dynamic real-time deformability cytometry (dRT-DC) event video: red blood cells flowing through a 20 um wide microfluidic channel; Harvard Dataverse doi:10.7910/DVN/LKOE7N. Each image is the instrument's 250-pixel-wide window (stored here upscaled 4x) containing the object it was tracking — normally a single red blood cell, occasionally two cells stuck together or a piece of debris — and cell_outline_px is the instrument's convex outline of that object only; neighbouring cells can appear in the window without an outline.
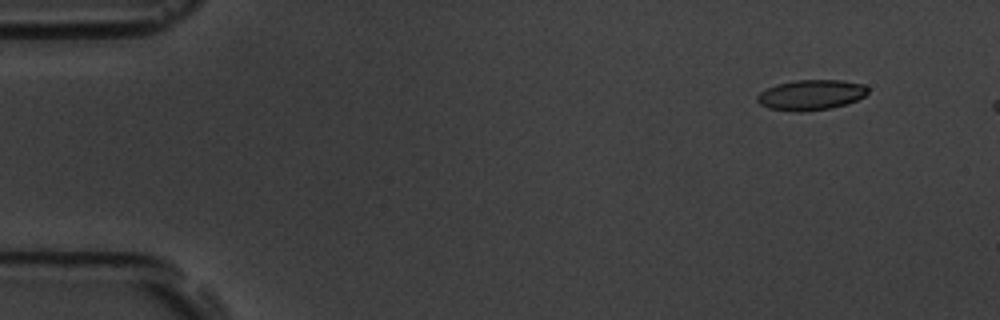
{"species": "common noctule bat (a hibernating species)", "species_latin": "Nyctalus noctula", "temperature_condition": "room temperature", "stored_images_in_passage": 3, "camera_frame_rate_fps": 3000, "um_per_image_px": 0.085, "animal": {"sex": "male", "body_mass_g": 19.5, "forearm_length_mm": 54.6}, "frame": {"image": 1, "passage_image": 1, "time_ms": 0.0, "image_size_px": [1000, 320], "cell_outline_px": [[868, 92], [864, 96], [848, 104], [828, 108], [800, 112], [796, 112], [768, 108], [760, 104], [756, 100], [756, 96], [760, 92], [776, 84], [796, 80], [844, 80], [864, 84], [868, 88]], "centroid_in_image_um": [68.93, 8.06], "position_along_channel_um": 16.1, "area_um2": 19.59}}